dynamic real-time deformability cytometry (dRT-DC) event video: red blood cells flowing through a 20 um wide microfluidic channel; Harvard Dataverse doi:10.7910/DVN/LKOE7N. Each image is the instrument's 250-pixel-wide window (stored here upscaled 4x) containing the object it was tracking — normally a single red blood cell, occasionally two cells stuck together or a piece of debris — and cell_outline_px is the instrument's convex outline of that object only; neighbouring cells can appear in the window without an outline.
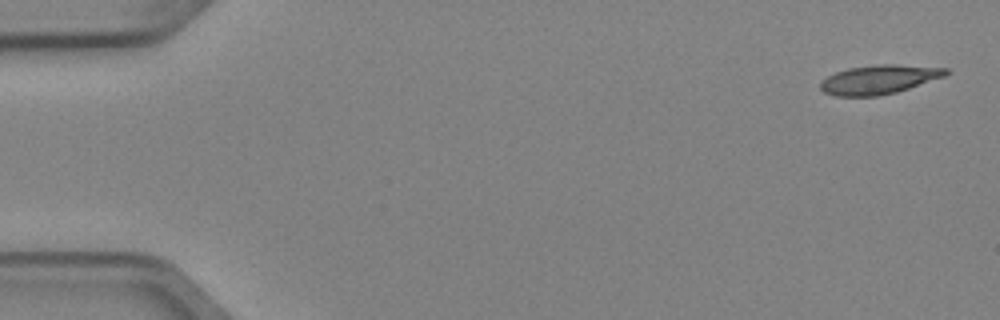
{"species": "Egyptian fruit bat (a non-hibernating species)", "species_latin": "Rousettus aegyptiacus", "temperature_condition": "cold", "stored_images_in_passage": 5, "camera_frame_rate_fps": 3000, "um_per_image_px": 0.085, "animal": {"sex": "female"}, "frame": {"image": 1, "passage_image": 1, "time_ms": 0.0, "image_size_px": [1000, 320], "cell_outline_px": [[948, 72], [944, 76], [896, 92], [876, 96], [836, 96], [824, 92], [820, 88], [820, 80], [836, 72], [848, 68], [880, 64], [892, 64], [948, 68]], "centroid_in_image_um": [74.67, 6.75], "position_along_channel_um": 10.3, "area_um2": 20.98}}
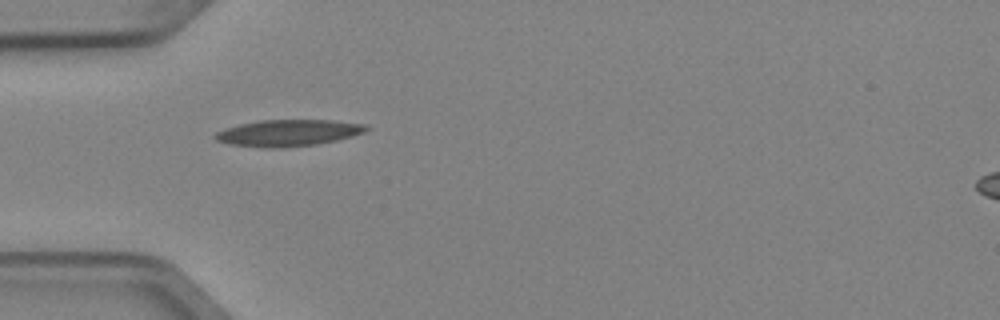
{"frame": {"image": 2, "passage_image": 4, "time_ms": 1.0, "image_size_px": [1000, 320], "cell_outline_px": [[372, 128], [364, 132], [352, 136], [336, 140], [316, 144], [284, 148], [264, 148], [232, 144], [216, 140], [212, 136], [216, 132], [240, 124], [260, 120], [332, 120], [368, 124]], "centroid_in_image_um": [24.55, 11.29], "position_along_channel_um": 60.5, "area_um2": 23.41}}
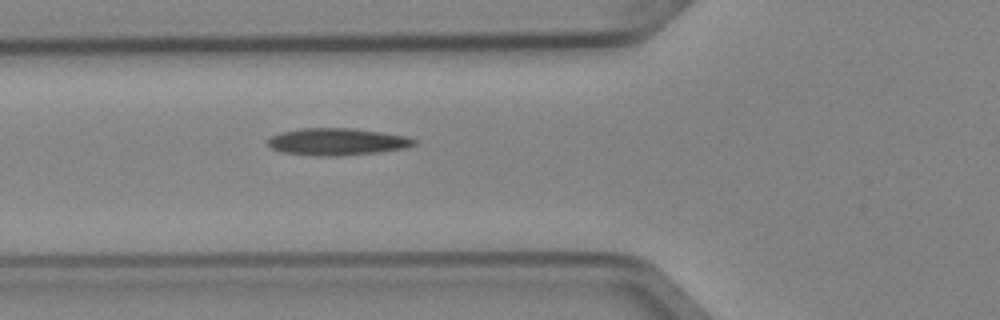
{"frame": {"image": 3, "passage_image": 5, "time_ms": 1.333, "image_size_px": [1000, 320], "cell_outline_px": [[416, 144], [404, 148], [376, 152], [336, 156], [316, 156], [284, 152], [272, 148], [268, 144], [268, 140], [272, 136], [280, 132], [304, 128], [352, 128], [408, 136], [416, 140]], "centroid_in_image_um": [28.66, 12.04], "position_along_channel_um": 97.1, "area_um2": 22.83}}